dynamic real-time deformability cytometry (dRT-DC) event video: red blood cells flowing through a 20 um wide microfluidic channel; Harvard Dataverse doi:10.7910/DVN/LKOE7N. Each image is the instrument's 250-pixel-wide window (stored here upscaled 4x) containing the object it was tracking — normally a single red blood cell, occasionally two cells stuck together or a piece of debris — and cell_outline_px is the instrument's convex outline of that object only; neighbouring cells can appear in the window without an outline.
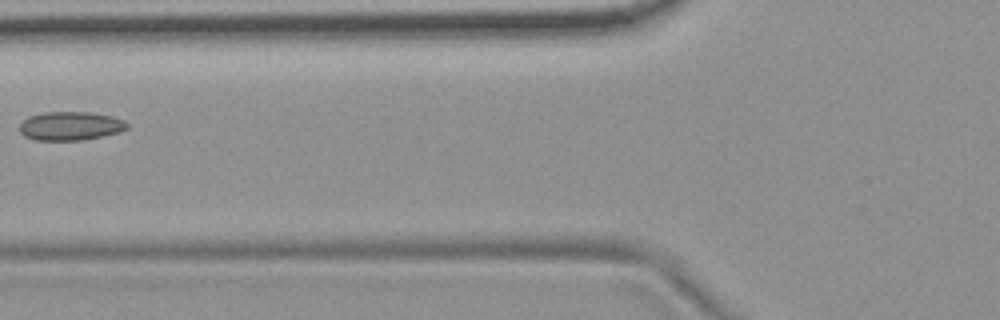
{"species": "common noctule bat (a hibernating species)", "species_latin": "Nyctalus noctula", "temperature_condition": "room temperature", "stored_images_in_passage": 6, "camera_frame_rate_fps": 3000, "um_per_image_px": 0.085, "animal": {"sex": "female", "body_mass_g": 19.9}, "frame": {"image": 1, "passage_image": 6, "time_ms": 6.667, "image_size_px": [1000, 320], "cell_outline_px": [[128, 128], [120, 132], [84, 140], [36, 140], [24, 136], [20, 132], [20, 124], [28, 116], [44, 112], [92, 112], [112, 116], [124, 120], [128, 124]], "centroid_in_image_um": [6.0, 10.7], "position_along_channel_um": 119.8, "area_um2": 18.09}}